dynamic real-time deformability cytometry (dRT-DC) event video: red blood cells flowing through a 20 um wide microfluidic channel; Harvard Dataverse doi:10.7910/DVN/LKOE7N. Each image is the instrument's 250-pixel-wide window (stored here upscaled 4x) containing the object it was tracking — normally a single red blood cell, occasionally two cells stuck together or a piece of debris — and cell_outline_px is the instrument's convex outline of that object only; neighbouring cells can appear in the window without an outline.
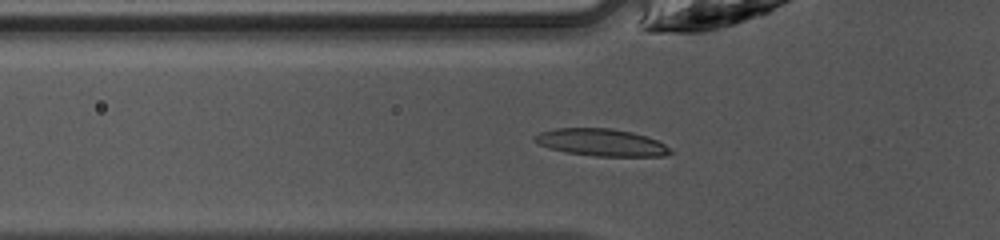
{"species": "common noctule bat (a hibernating species)", "species_latin": "Nyctalus noctula", "temperature_condition": "warm", "stored_images_in_passage": 37, "camera_frame_rate_fps": 3000, "um_per_image_px": 0.085, "animal": {"sex": "female", "body_mass_g": 10.0, "forearm_length_mm": 53.1}, "frame": {"image": 1, "passage_image": 6, "time_ms": 1.667, "image_size_px": [1000, 240], "cell_outline_px": [[672, 152], [664, 156], [596, 156], [568, 152], [548, 148], [532, 140], [532, 136], [540, 132], [556, 128], [612, 128], [632, 132], [648, 136], [672, 148]], "centroid_in_image_um": [51.11, 12.1], "position_along_channel_um": 74.7, "area_um2": 21.56}}
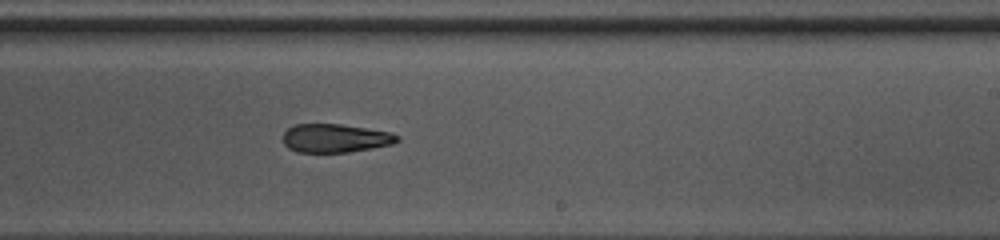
{"frame": {"image": 2, "passage_image": 19, "time_ms": 6.0, "image_size_px": [1000, 240], "cell_outline_px": [[400, 140], [392, 144], [372, 148], [348, 152], [296, 152], [288, 148], [284, 144], [284, 132], [288, 128], [296, 124], [340, 124], [392, 132], [400, 136]], "centroid_in_image_um": [28.52, 11.74], "position_along_channel_um": 260.5, "area_um2": 19.02}}
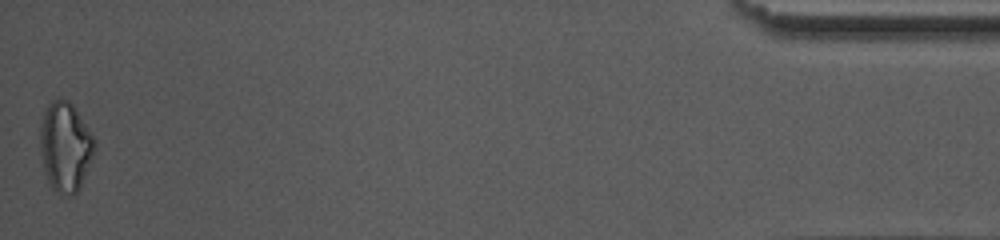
{"frame": {"image": 3, "passage_image": 37, "time_ms": 12.0, "image_size_px": [1000, 240], "cell_outline_px": [[96, 148], [80, 188], [72, 196], [64, 196], [52, 188], [48, 184], [44, 172], [40, 152], [40, 128], [44, 112], [48, 104], [52, 100], [68, 100], [72, 104], [96, 140]], "centroid_in_image_um": [5.55, 12.51], "position_along_channel_um": 429.7, "area_um2": 28.5}, "authors_computed_cell_mechanics": {"area_um2": 20.1144, "velocity_mm_per_s": 4.2562, "shape_relaxation_time_tau1_ms": 7.1814, "shape_relaxation_time_tau2_ms": 4.1598, "deformation_change_tau1": 0.1906, "deformation_change_tau2": 0.1495}}